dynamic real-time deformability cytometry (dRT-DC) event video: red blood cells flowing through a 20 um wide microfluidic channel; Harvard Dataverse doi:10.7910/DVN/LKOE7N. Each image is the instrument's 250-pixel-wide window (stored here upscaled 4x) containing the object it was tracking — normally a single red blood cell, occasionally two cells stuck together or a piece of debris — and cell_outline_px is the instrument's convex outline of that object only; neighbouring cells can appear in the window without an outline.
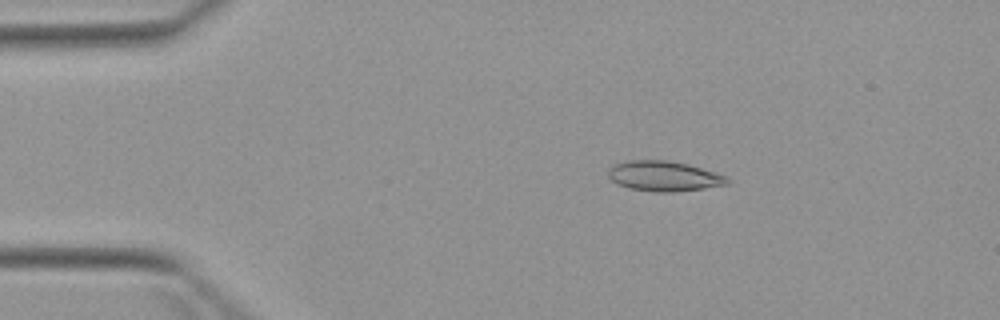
{"species": "Egyptian fruit bat (a non-hibernating species)", "species_latin": "Rousettus aegyptiacus", "temperature_condition": "warm", "stored_images_in_passage": 5, "camera_frame_rate_fps": 3000, "um_per_image_px": 0.085, "animal": {"sex": "female"}, "frame": {"image": 1, "passage_image": 2, "time_ms": 2.0, "image_size_px": [1000, 320], "cell_outline_px": [[732, 180], [728, 184], [704, 188], [676, 192], [656, 192], [628, 188], [616, 184], [608, 176], [608, 168], [612, 164], [628, 160], [668, 160], [688, 164], [716, 172], [728, 176]], "centroid_in_image_um": [56.44, 14.97], "position_along_channel_um": 28.6, "area_um2": 21.27}}
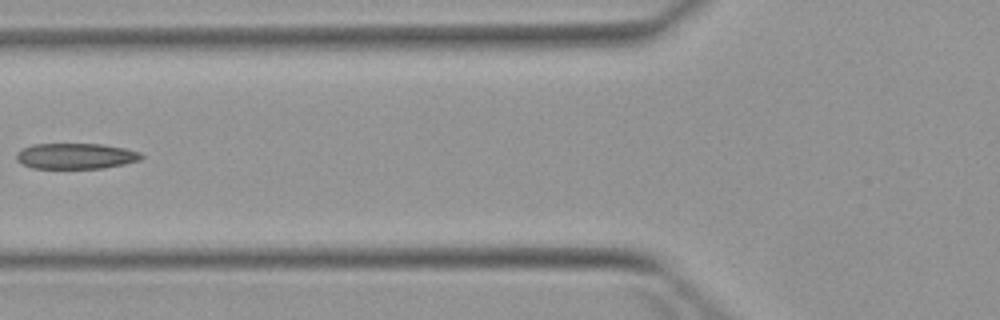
{"frame": {"image": 2, "passage_image": 4, "time_ms": 5.667, "image_size_px": [1000, 320], "cell_outline_px": [[144, 156], [140, 160], [124, 164], [104, 168], [32, 168], [16, 160], [16, 152], [32, 144], [104, 144], [124, 148], [140, 152]], "centroid_in_image_um": [6.45, 13.26], "position_along_channel_um": 119.3, "area_um2": 18.73}}
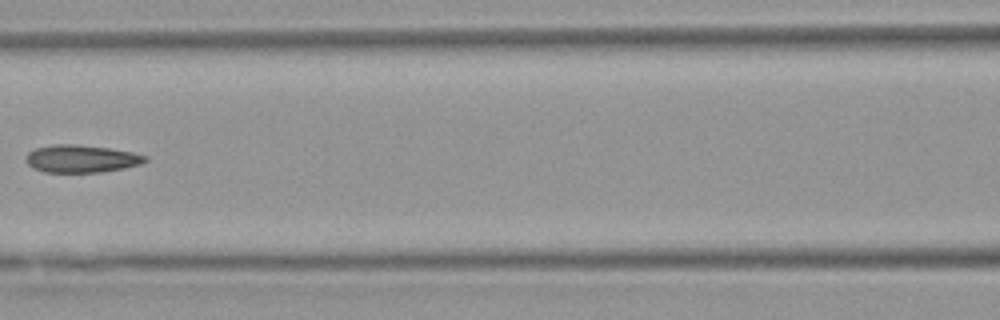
{"frame": {"image": 3, "passage_image": 5, "time_ms": 6.667, "image_size_px": [1000, 320], "cell_outline_px": [[148, 160], [140, 164], [124, 168], [100, 172], [44, 172], [32, 168], [24, 160], [24, 156], [28, 152], [36, 148], [56, 144], [76, 144], [108, 148], [132, 152], [148, 156]], "centroid_in_image_um": [6.88, 13.49], "position_along_channel_um": 159.7, "area_um2": 19.25}}